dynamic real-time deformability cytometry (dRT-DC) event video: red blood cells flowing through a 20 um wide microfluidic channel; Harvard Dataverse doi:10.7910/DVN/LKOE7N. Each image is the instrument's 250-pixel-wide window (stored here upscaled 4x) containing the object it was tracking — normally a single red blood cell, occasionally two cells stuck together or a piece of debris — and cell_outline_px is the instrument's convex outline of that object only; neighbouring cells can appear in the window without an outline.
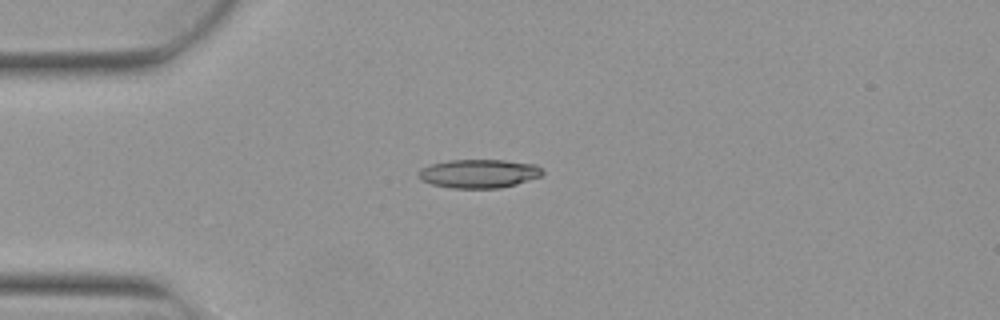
{"species": "Egyptian fruit bat (a non-hibernating species)", "species_latin": "Rousettus aegyptiacus", "temperature_condition": "warm", "stored_images_in_passage": 6, "camera_frame_rate_fps": 3000, "um_per_image_px": 0.085, "animal": {"sex": "female"}, "frame": {"image": 1, "passage_image": 4, "time_ms": 1.0, "image_size_px": [1000, 320], "cell_outline_px": [[544, 172], [540, 176], [516, 184], [500, 188], [452, 188], [432, 184], [420, 180], [420, 168], [432, 164], [448, 160], [504, 160], [536, 164]], "centroid_in_image_um": [40.71, 14.75], "position_along_channel_um": 44.3, "area_um2": 20.58}}
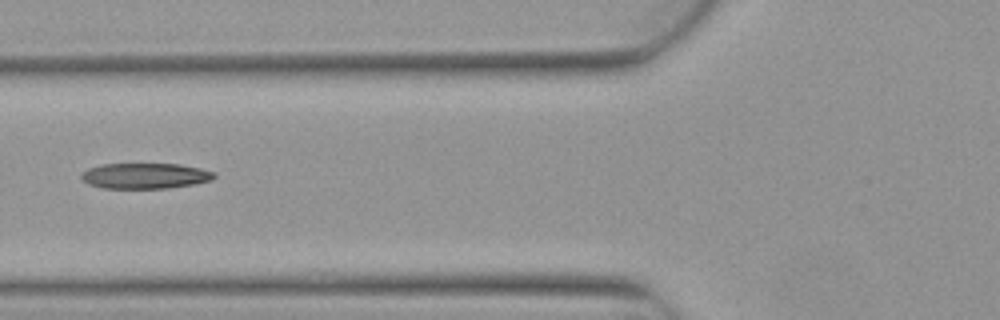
{"frame": {"image": 2, "passage_image": 6, "time_ms": 1.667, "image_size_px": [1000, 320], "cell_outline_px": [[216, 176], [212, 180], [196, 184], [168, 188], [104, 188], [88, 184], [80, 176], [88, 168], [100, 164], [180, 164], [200, 168], [216, 172]], "centroid_in_image_um": [12.38, 14.94], "position_along_channel_um": 113.4, "area_um2": 19.88}}